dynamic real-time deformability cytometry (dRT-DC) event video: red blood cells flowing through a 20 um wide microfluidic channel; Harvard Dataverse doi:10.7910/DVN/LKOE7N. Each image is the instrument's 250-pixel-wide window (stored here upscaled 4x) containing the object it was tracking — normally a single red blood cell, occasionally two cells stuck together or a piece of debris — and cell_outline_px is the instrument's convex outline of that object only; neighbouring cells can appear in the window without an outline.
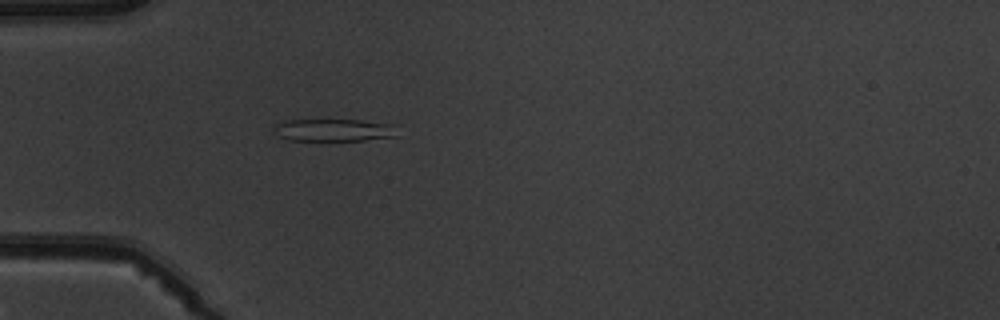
{"species": "common noctule bat (a hibernating species)", "species_latin": "Nyctalus noctula", "temperature_condition": "warm", "stored_images_in_passage": 5, "camera_frame_rate_fps": 3000, "um_per_image_px": 0.085, "animal": {"sex": "male", "body_mass_g": 19.5, "forearm_length_mm": 54.6}, "frame": {"image": 1, "passage_image": 5, "time_ms": 4.667, "image_size_px": [1000, 320], "cell_outline_px": [[400, 136], [364, 140], [288, 140], [280, 136], [276, 128], [276, 124], [284, 120], [360, 120], [400, 124]], "centroid_in_image_um": [28.59, 11.05], "position_along_channel_um": 56.4, "area_um2": 16.36}}